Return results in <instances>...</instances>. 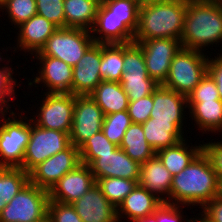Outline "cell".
<instances>
[{"mask_svg": "<svg viewBox=\"0 0 222 222\" xmlns=\"http://www.w3.org/2000/svg\"><path fill=\"white\" fill-rule=\"evenodd\" d=\"M217 190L218 176L209 157L202 151L184 170L173 176L170 204L199 205L198 208H202L217 196Z\"/></svg>", "mask_w": 222, "mask_h": 222, "instance_id": "1", "label": "cell"}, {"mask_svg": "<svg viewBox=\"0 0 222 222\" xmlns=\"http://www.w3.org/2000/svg\"><path fill=\"white\" fill-rule=\"evenodd\" d=\"M186 11L187 0H154L140 4L138 28L133 40H180Z\"/></svg>", "mask_w": 222, "mask_h": 222, "instance_id": "2", "label": "cell"}, {"mask_svg": "<svg viewBox=\"0 0 222 222\" xmlns=\"http://www.w3.org/2000/svg\"><path fill=\"white\" fill-rule=\"evenodd\" d=\"M182 47L206 51L208 45L222 41V2L187 0L184 28L180 39Z\"/></svg>", "mask_w": 222, "mask_h": 222, "instance_id": "3", "label": "cell"}, {"mask_svg": "<svg viewBox=\"0 0 222 222\" xmlns=\"http://www.w3.org/2000/svg\"><path fill=\"white\" fill-rule=\"evenodd\" d=\"M208 61L203 52L182 47L171 61L162 86L188 97L206 74Z\"/></svg>", "mask_w": 222, "mask_h": 222, "instance_id": "4", "label": "cell"}, {"mask_svg": "<svg viewBox=\"0 0 222 222\" xmlns=\"http://www.w3.org/2000/svg\"><path fill=\"white\" fill-rule=\"evenodd\" d=\"M9 114L7 119L6 114L0 116V167L21 168L30 139V119L11 110Z\"/></svg>", "mask_w": 222, "mask_h": 222, "instance_id": "5", "label": "cell"}, {"mask_svg": "<svg viewBox=\"0 0 222 222\" xmlns=\"http://www.w3.org/2000/svg\"><path fill=\"white\" fill-rule=\"evenodd\" d=\"M95 43L91 31L83 28H57L35 56L58 58L74 67Z\"/></svg>", "mask_w": 222, "mask_h": 222, "instance_id": "6", "label": "cell"}, {"mask_svg": "<svg viewBox=\"0 0 222 222\" xmlns=\"http://www.w3.org/2000/svg\"><path fill=\"white\" fill-rule=\"evenodd\" d=\"M120 84L129 101L146 97L159 86L148 75L141 46L134 41L124 44V69Z\"/></svg>", "mask_w": 222, "mask_h": 222, "instance_id": "7", "label": "cell"}, {"mask_svg": "<svg viewBox=\"0 0 222 222\" xmlns=\"http://www.w3.org/2000/svg\"><path fill=\"white\" fill-rule=\"evenodd\" d=\"M49 191L28 182L0 212V222H36L47 215Z\"/></svg>", "mask_w": 222, "mask_h": 222, "instance_id": "8", "label": "cell"}, {"mask_svg": "<svg viewBox=\"0 0 222 222\" xmlns=\"http://www.w3.org/2000/svg\"><path fill=\"white\" fill-rule=\"evenodd\" d=\"M69 145L70 137L68 133L42 128L30 119V139L27 143L21 168L29 173L35 166L63 151Z\"/></svg>", "mask_w": 222, "mask_h": 222, "instance_id": "9", "label": "cell"}, {"mask_svg": "<svg viewBox=\"0 0 222 222\" xmlns=\"http://www.w3.org/2000/svg\"><path fill=\"white\" fill-rule=\"evenodd\" d=\"M39 113L32 121L42 128L58 130L70 133L73 112L75 105V95L72 93H48L45 92Z\"/></svg>", "mask_w": 222, "mask_h": 222, "instance_id": "10", "label": "cell"}, {"mask_svg": "<svg viewBox=\"0 0 222 222\" xmlns=\"http://www.w3.org/2000/svg\"><path fill=\"white\" fill-rule=\"evenodd\" d=\"M133 41L141 46L148 75L162 85L168 76L171 61L182 48L181 41L173 38Z\"/></svg>", "mask_w": 222, "mask_h": 222, "instance_id": "11", "label": "cell"}, {"mask_svg": "<svg viewBox=\"0 0 222 222\" xmlns=\"http://www.w3.org/2000/svg\"><path fill=\"white\" fill-rule=\"evenodd\" d=\"M81 164L79 149L70 144L66 149L47 158L29 172V182L50 191L68 172Z\"/></svg>", "mask_w": 222, "mask_h": 222, "instance_id": "12", "label": "cell"}, {"mask_svg": "<svg viewBox=\"0 0 222 222\" xmlns=\"http://www.w3.org/2000/svg\"><path fill=\"white\" fill-rule=\"evenodd\" d=\"M104 117L103 111L90 95L75 96L73 122L69 133L70 144L79 148L101 131Z\"/></svg>", "mask_w": 222, "mask_h": 222, "instance_id": "13", "label": "cell"}, {"mask_svg": "<svg viewBox=\"0 0 222 222\" xmlns=\"http://www.w3.org/2000/svg\"><path fill=\"white\" fill-rule=\"evenodd\" d=\"M101 60L102 44L94 43L73 67V95H90L103 80L100 73Z\"/></svg>", "mask_w": 222, "mask_h": 222, "instance_id": "14", "label": "cell"}, {"mask_svg": "<svg viewBox=\"0 0 222 222\" xmlns=\"http://www.w3.org/2000/svg\"><path fill=\"white\" fill-rule=\"evenodd\" d=\"M40 61L39 76H35L33 81L29 82V86L33 83L42 85L47 88L48 93H72L73 67L64 61L49 56H35L34 59ZM41 68V69H40Z\"/></svg>", "mask_w": 222, "mask_h": 222, "instance_id": "15", "label": "cell"}, {"mask_svg": "<svg viewBox=\"0 0 222 222\" xmlns=\"http://www.w3.org/2000/svg\"><path fill=\"white\" fill-rule=\"evenodd\" d=\"M96 184L89 165L79 164L66 173L49 191V201L71 204Z\"/></svg>", "mask_w": 222, "mask_h": 222, "instance_id": "16", "label": "cell"}, {"mask_svg": "<svg viewBox=\"0 0 222 222\" xmlns=\"http://www.w3.org/2000/svg\"><path fill=\"white\" fill-rule=\"evenodd\" d=\"M95 181L99 178L119 177L139 181L141 165L118 147L113 152L97 154L89 166Z\"/></svg>", "mask_w": 222, "mask_h": 222, "instance_id": "17", "label": "cell"}, {"mask_svg": "<svg viewBox=\"0 0 222 222\" xmlns=\"http://www.w3.org/2000/svg\"><path fill=\"white\" fill-rule=\"evenodd\" d=\"M71 205L83 222H118L115 208L97 184Z\"/></svg>", "mask_w": 222, "mask_h": 222, "instance_id": "18", "label": "cell"}, {"mask_svg": "<svg viewBox=\"0 0 222 222\" xmlns=\"http://www.w3.org/2000/svg\"><path fill=\"white\" fill-rule=\"evenodd\" d=\"M186 107L188 108L186 96L159 85L153 91L150 119L153 122H183Z\"/></svg>", "mask_w": 222, "mask_h": 222, "instance_id": "19", "label": "cell"}, {"mask_svg": "<svg viewBox=\"0 0 222 222\" xmlns=\"http://www.w3.org/2000/svg\"><path fill=\"white\" fill-rule=\"evenodd\" d=\"M90 31L95 43L100 44H126L133 42L134 39V33L123 20L109 17V8L102 1L95 24Z\"/></svg>", "mask_w": 222, "mask_h": 222, "instance_id": "20", "label": "cell"}, {"mask_svg": "<svg viewBox=\"0 0 222 222\" xmlns=\"http://www.w3.org/2000/svg\"><path fill=\"white\" fill-rule=\"evenodd\" d=\"M16 28L19 33H17V46L14 51H17L16 48H21L20 51L30 52L29 54L33 55L41 50L58 27L46 18L36 14Z\"/></svg>", "mask_w": 222, "mask_h": 222, "instance_id": "21", "label": "cell"}, {"mask_svg": "<svg viewBox=\"0 0 222 222\" xmlns=\"http://www.w3.org/2000/svg\"><path fill=\"white\" fill-rule=\"evenodd\" d=\"M172 179L173 176L157 155L141 164L138 184L151 192L162 203L170 204Z\"/></svg>", "mask_w": 222, "mask_h": 222, "instance_id": "22", "label": "cell"}, {"mask_svg": "<svg viewBox=\"0 0 222 222\" xmlns=\"http://www.w3.org/2000/svg\"><path fill=\"white\" fill-rule=\"evenodd\" d=\"M162 204L151 192L137 184L117 208L118 222L122 221L120 218L127 217L133 222L136 218L152 215Z\"/></svg>", "mask_w": 222, "mask_h": 222, "instance_id": "23", "label": "cell"}, {"mask_svg": "<svg viewBox=\"0 0 222 222\" xmlns=\"http://www.w3.org/2000/svg\"><path fill=\"white\" fill-rule=\"evenodd\" d=\"M184 122H153L150 118L142 123L145 138L155 152L176 145L184 138ZM183 131V132H182Z\"/></svg>", "mask_w": 222, "mask_h": 222, "instance_id": "24", "label": "cell"}, {"mask_svg": "<svg viewBox=\"0 0 222 222\" xmlns=\"http://www.w3.org/2000/svg\"><path fill=\"white\" fill-rule=\"evenodd\" d=\"M100 4V0H64L65 28L91 30Z\"/></svg>", "mask_w": 222, "mask_h": 222, "instance_id": "25", "label": "cell"}, {"mask_svg": "<svg viewBox=\"0 0 222 222\" xmlns=\"http://www.w3.org/2000/svg\"><path fill=\"white\" fill-rule=\"evenodd\" d=\"M189 116L204 133L222 132V101H187ZM207 131V132H206Z\"/></svg>", "mask_w": 222, "mask_h": 222, "instance_id": "26", "label": "cell"}, {"mask_svg": "<svg viewBox=\"0 0 222 222\" xmlns=\"http://www.w3.org/2000/svg\"><path fill=\"white\" fill-rule=\"evenodd\" d=\"M90 96L101 108L104 115L128 109V96L120 82L102 80Z\"/></svg>", "mask_w": 222, "mask_h": 222, "instance_id": "27", "label": "cell"}, {"mask_svg": "<svg viewBox=\"0 0 222 222\" xmlns=\"http://www.w3.org/2000/svg\"><path fill=\"white\" fill-rule=\"evenodd\" d=\"M187 144V140L184 139L174 146L156 152V155L172 176L184 170L203 151V144L199 146H188Z\"/></svg>", "mask_w": 222, "mask_h": 222, "instance_id": "28", "label": "cell"}, {"mask_svg": "<svg viewBox=\"0 0 222 222\" xmlns=\"http://www.w3.org/2000/svg\"><path fill=\"white\" fill-rule=\"evenodd\" d=\"M119 147L140 165L156 155L145 138L142 124L138 123H132L129 126Z\"/></svg>", "mask_w": 222, "mask_h": 222, "instance_id": "29", "label": "cell"}, {"mask_svg": "<svg viewBox=\"0 0 222 222\" xmlns=\"http://www.w3.org/2000/svg\"><path fill=\"white\" fill-rule=\"evenodd\" d=\"M124 69V44H102L101 77L120 82Z\"/></svg>", "mask_w": 222, "mask_h": 222, "instance_id": "30", "label": "cell"}, {"mask_svg": "<svg viewBox=\"0 0 222 222\" xmlns=\"http://www.w3.org/2000/svg\"><path fill=\"white\" fill-rule=\"evenodd\" d=\"M29 182V173L22 168L0 167V212Z\"/></svg>", "mask_w": 222, "mask_h": 222, "instance_id": "31", "label": "cell"}, {"mask_svg": "<svg viewBox=\"0 0 222 222\" xmlns=\"http://www.w3.org/2000/svg\"><path fill=\"white\" fill-rule=\"evenodd\" d=\"M96 184L108 201L115 208H118L124 198L136 187L138 182L126 178L107 177L99 178L96 180Z\"/></svg>", "mask_w": 222, "mask_h": 222, "instance_id": "32", "label": "cell"}, {"mask_svg": "<svg viewBox=\"0 0 222 222\" xmlns=\"http://www.w3.org/2000/svg\"><path fill=\"white\" fill-rule=\"evenodd\" d=\"M109 8V17L123 20L124 24L135 34L138 28L140 4L135 0H103Z\"/></svg>", "mask_w": 222, "mask_h": 222, "instance_id": "33", "label": "cell"}, {"mask_svg": "<svg viewBox=\"0 0 222 222\" xmlns=\"http://www.w3.org/2000/svg\"><path fill=\"white\" fill-rule=\"evenodd\" d=\"M117 148L118 146L110 142L101 130L86 140L78 149L81 163L90 166L97 159V154L110 153Z\"/></svg>", "mask_w": 222, "mask_h": 222, "instance_id": "34", "label": "cell"}, {"mask_svg": "<svg viewBox=\"0 0 222 222\" xmlns=\"http://www.w3.org/2000/svg\"><path fill=\"white\" fill-rule=\"evenodd\" d=\"M132 124L127 110L105 115L102 124V131L110 142L120 146L124 134Z\"/></svg>", "mask_w": 222, "mask_h": 222, "instance_id": "35", "label": "cell"}, {"mask_svg": "<svg viewBox=\"0 0 222 222\" xmlns=\"http://www.w3.org/2000/svg\"><path fill=\"white\" fill-rule=\"evenodd\" d=\"M0 9H6L14 28L37 14L36 0H1Z\"/></svg>", "mask_w": 222, "mask_h": 222, "instance_id": "36", "label": "cell"}, {"mask_svg": "<svg viewBox=\"0 0 222 222\" xmlns=\"http://www.w3.org/2000/svg\"><path fill=\"white\" fill-rule=\"evenodd\" d=\"M1 54L2 53H0V61L4 59ZM12 74H14L13 69L12 67H8V64L2 66L0 69V116L10 112L9 110L11 107L8 102L12 101V97L16 94V89L14 87L20 86L18 84L16 85L17 80L12 77Z\"/></svg>", "mask_w": 222, "mask_h": 222, "instance_id": "37", "label": "cell"}, {"mask_svg": "<svg viewBox=\"0 0 222 222\" xmlns=\"http://www.w3.org/2000/svg\"><path fill=\"white\" fill-rule=\"evenodd\" d=\"M64 0H36L37 14L65 28Z\"/></svg>", "mask_w": 222, "mask_h": 222, "instance_id": "38", "label": "cell"}, {"mask_svg": "<svg viewBox=\"0 0 222 222\" xmlns=\"http://www.w3.org/2000/svg\"><path fill=\"white\" fill-rule=\"evenodd\" d=\"M214 100H220L217 84L215 83L211 75L206 72V74L201 78L200 83L188 95L187 101Z\"/></svg>", "mask_w": 222, "mask_h": 222, "instance_id": "39", "label": "cell"}, {"mask_svg": "<svg viewBox=\"0 0 222 222\" xmlns=\"http://www.w3.org/2000/svg\"><path fill=\"white\" fill-rule=\"evenodd\" d=\"M47 215L51 222H83L71 204L49 201Z\"/></svg>", "mask_w": 222, "mask_h": 222, "instance_id": "40", "label": "cell"}, {"mask_svg": "<svg viewBox=\"0 0 222 222\" xmlns=\"http://www.w3.org/2000/svg\"><path fill=\"white\" fill-rule=\"evenodd\" d=\"M152 107L153 93L139 100L129 101L127 111L132 123H145L150 118Z\"/></svg>", "mask_w": 222, "mask_h": 222, "instance_id": "41", "label": "cell"}, {"mask_svg": "<svg viewBox=\"0 0 222 222\" xmlns=\"http://www.w3.org/2000/svg\"><path fill=\"white\" fill-rule=\"evenodd\" d=\"M203 151L209 157L218 178H222V141L203 144Z\"/></svg>", "mask_w": 222, "mask_h": 222, "instance_id": "42", "label": "cell"}, {"mask_svg": "<svg viewBox=\"0 0 222 222\" xmlns=\"http://www.w3.org/2000/svg\"><path fill=\"white\" fill-rule=\"evenodd\" d=\"M182 208L184 207L181 206L180 210V205L163 203L158 208V222H182L184 218V215L181 213Z\"/></svg>", "mask_w": 222, "mask_h": 222, "instance_id": "43", "label": "cell"}, {"mask_svg": "<svg viewBox=\"0 0 222 222\" xmlns=\"http://www.w3.org/2000/svg\"><path fill=\"white\" fill-rule=\"evenodd\" d=\"M201 209L203 211L199 215L202 214L210 222H222V200L212 198Z\"/></svg>", "mask_w": 222, "mask_h": 222, "instance_id": "44", "label": "cell"}, {"mask_svg": "<svg viewBox=\"0 0 222 222\" xmlns=\"http://www.w3.org/2000/svg\"><path fill=\"white\" fill-rule=\"evenodd\" d=\"M214 57L215 59L209 57L207 72L217 84L220 100L222 101V54L218 53L217 57Z\"/></svg>", "mask_w": 222, "mask_h": 222, "instance_id": "45", "label": "cell"}, {"mask_svg": "<svg viewBox=\"0 0 222 222\" xmlns=\"http://www.w3.org/2000/svg\"><path fill=\"white\" fill-rule=\"evenodd\" d=\"M133 222H158V209L152 215L136 218Z\"/></svg>", "mask_w": 222, "mask_h": 222, "instance_id": "46", "label": "cell"}, {"mask_svg": "<svg viewBox=\"0 0 222 222\" xmlns=\"http://www.w3.org/2000/svg\"><path fill=\"white\" fill-rule=\"evenodd\" d=\"M192 219V220H191ZM187 222H210L207 218H205L202 214H201V216H200V218L199 217H196V218H190V220L189 219H187L186 220Z\"/></svg>", "mask_w": 222, "mask_h": 222, "instance_id": "47", "label": "cell"}, {"mask_svg": "<svg viewBox=\"0 0 222 222\" xmlns=\"http://www.w3.org/2000/svg\"><path fill=\"white\" fill-rule=\"evenodd\" d=\"M218 199L222 200V178H218V190L217 196Z\"/></svg>", "mask_w": 222, "mask_h": 222, "instance_id": "48", "label": "cell"}, {"mask_svg": "<svg viewBox=\"0 0 222 222\" xmlns=\"http://www.w3.org/2000/svg\"><path fill=\"white\" fill-rule=\"evenodd\" d=\"M36 222H51V221H50L49 216H48V215H46L44 218H42L41 220L36 221Z\"/></svg>", "mask_w": 222, "mask_h": 222, "instance_id": "49", "label": "cell"}, {"mask_svg": "<svg viewBox=\"0 0 222 222\" xmlns=\"http://www.w3.org/2000/svg\"><path fill=\"white\" fill-rule=\"evenodd\" d=\"M135 1H137L139 4H143V3H145V2H147L149 0H135Z\"/></svg>", "mask_w": 222, "mask_h": 222, "instance_id": "50", "label": "cell"}, {"mask_svg": "<svg viewBox=\"0 0 222 222\" xmlns=\"http://www.w3.org/2000/svg\"><path fill=\"white\" fill-rule=\"evenodd\" d=\"M193 1H221L222 2V0H193Z\"/></svg>", "mask_w": 222, "mask_h": 222, "instance_id": "51", "label": "cell"}]
</instances>
